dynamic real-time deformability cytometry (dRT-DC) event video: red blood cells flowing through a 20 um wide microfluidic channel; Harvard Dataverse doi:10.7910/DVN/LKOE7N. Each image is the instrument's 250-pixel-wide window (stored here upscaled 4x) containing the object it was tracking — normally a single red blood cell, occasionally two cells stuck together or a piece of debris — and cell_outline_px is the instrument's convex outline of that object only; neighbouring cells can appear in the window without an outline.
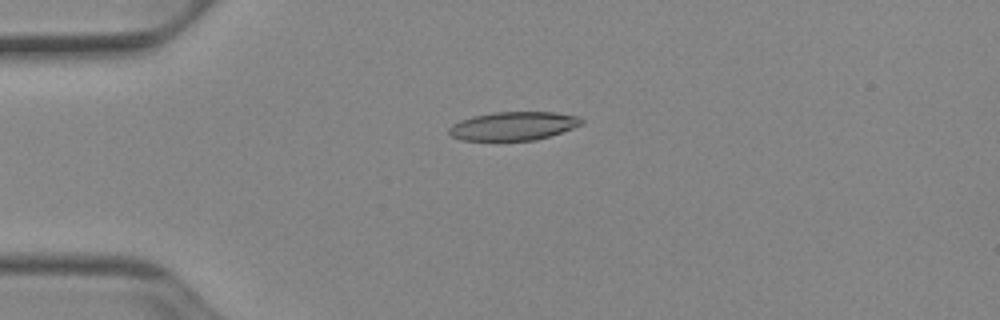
{"species": "Egyptian fruit bat (a non-hibernating species)", "species_latin": "Rousettus aegyptiacus", "temperature_condition": "cold", "stored_images_in_passage": 49, "camera_frame_rate_fps": 3000, "um_per_image_px": 0.085, "animal": {"sex": "female"}, "frame": {"image": 1, "passage_image": 10, "time_ms": 3.0, "image_size_px": [1000, 320], "cell_outline_px": [[584, 124], [536, 140], [460, 140], [452, 136], [448, 132], [448, 128], [452, 124], [460, 120], [472, 116], [492, 112], [556, 112], [580, 116], [584, 120]], "centroid_in_image_um": [43.64, 10.7], "position_along_channel_um": 41.4, "area_um2": 22.14}}
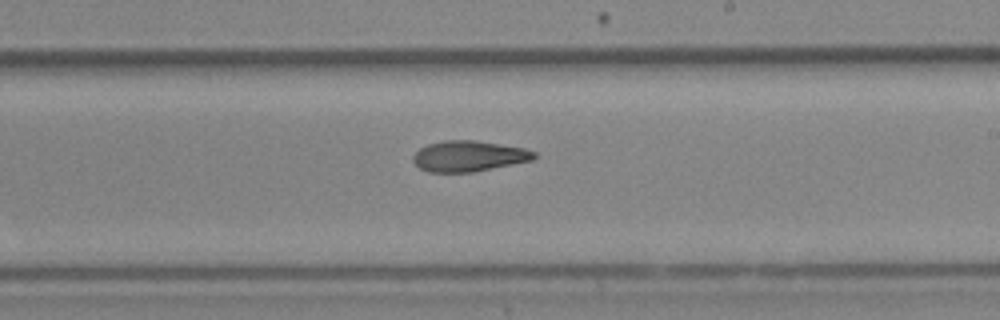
{"frame": {"image": 2, "passage_image": 28, "time_ms": 9.0, "image_size_px": [1000, 320], "cell_outline_px": [[536, 156], [532, 160], [472, 172], [428, 172], [420, 168], [412, 160], [412, 156], [420, 148], [428, 144], [444, 140], [472, 140], [524, 148], [536, 152]], "centroid_in_image_um": [39.81, 13.27], "position_along_channel_um": 249.2, "area_um2": 21.44}}
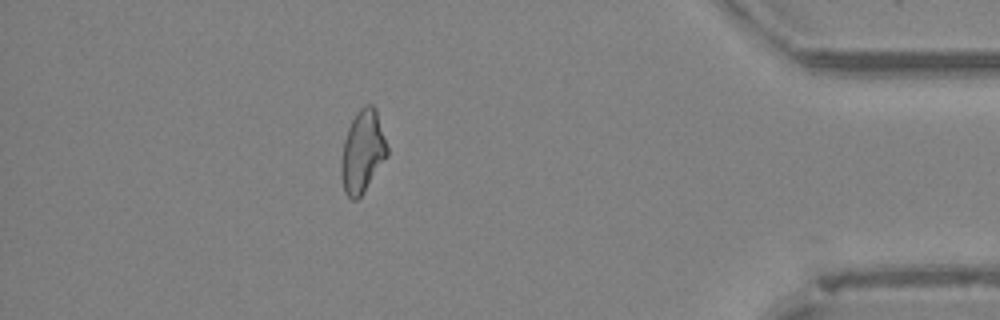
{"frame": {"image": 3, "passage_image": 43, "time_ms": 14.0, "image_size_px": [1000, 320], "cell_outline_px": [[388, 156], [360, 196], [356, 200], [352, 200], [344, 192], [340, 176], [340, 160], [344, 140], [348, 128], [356, 112], [364, 104], [372, 104], [376, 108], [388, 148]], "centroid_in_image_um": [30.8, 12.87], "position_along_channel_um": 404.4, "area_um2": 22.2}, "authors_computed_cell_mechanics": {"area_um2": 22.253, "velocity_mm_per_s": 3.9439, "shape_relaxation_time_tau1_ms": null, "shape_relaxation_time_tau2_ms": 5.0472, "deformation_change_tau1": null, "deformation_change_tau2": 0.1351}}